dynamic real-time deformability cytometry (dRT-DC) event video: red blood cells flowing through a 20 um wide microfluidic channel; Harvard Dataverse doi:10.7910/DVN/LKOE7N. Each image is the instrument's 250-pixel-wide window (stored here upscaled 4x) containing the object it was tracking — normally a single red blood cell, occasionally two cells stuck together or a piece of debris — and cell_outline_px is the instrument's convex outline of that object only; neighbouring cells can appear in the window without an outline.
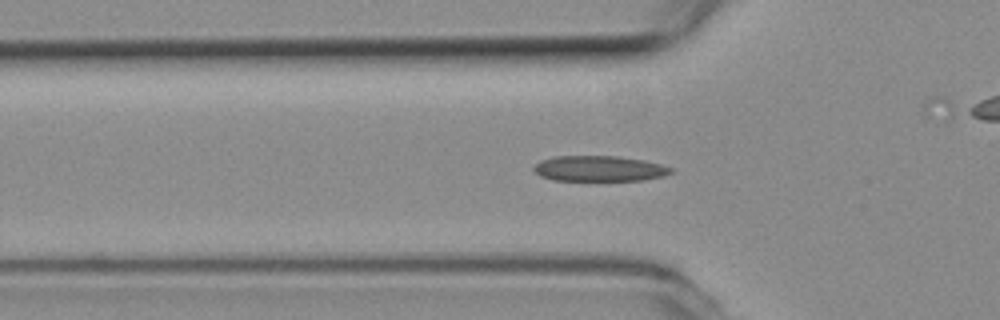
{"species": "common noctule bat (a hibernating species)", "species_latin": "Nyctalus noctula", "temperature_condition": "room temperature", "stored_images_in_passage": 42, "camera_frame_rate_fps": 3000, "um_per_image_px": 0.085, "animal": {"sex": "female", "body_mass_g": 19.3, "forearm_length_mm": 54.1}, "frame": {"image": 1, "passage_image": 5, "time_ms": 1.333, "image_size_px": [1000, 320], "cell_outline_px": [[672, 172], [664, 176], [644, 180], [552, 180], [540, 176], [532, 168], [540, 160], [556, 156], [616, 156], [644, 160], [660, 164], [672, 168]], "centroid_in_image_um": [50.93, 14.33], "position_along_channel_um": 74.9, "area_um2": 20.35}}
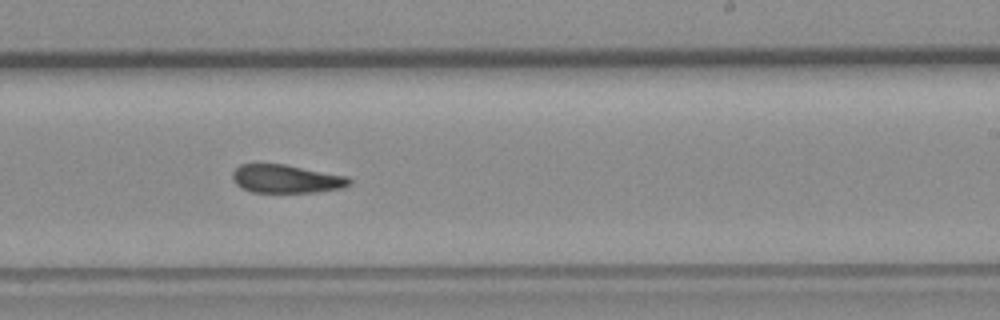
{"frame": {"image": 2, "passage_image": 20, "time_ms": 6.333, "image_size_px": [1000, 320], "cell_outline_px": [[352, 184], [340, 188], [316, 192], [252, 192], [240, 188], [232, 180], [232, 172], [240, 164], [284, 164], [348, 176], [352, 180]], "centroid_in_image_um": [24.32, 15.2], "position_along_channel_um": 264.7, "area_um2": 19.36}}
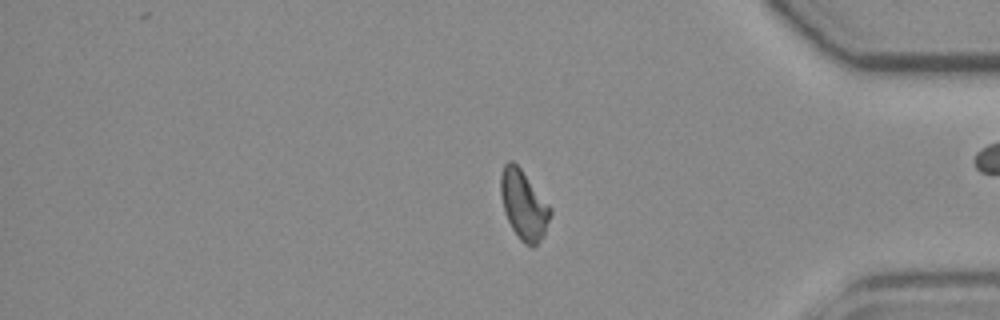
{"frame": {"image": 3, "passage_image": 32, "time_ms": 10.333, "image_size_px": [1000, 320], "cell_outline_px": [[552, 212], [544, 236], [532, 248], [524, 244], [520, 240], [512, 228], [504, 212], [500, 196], [500, 176], [504, 164], [508, 160], [512, 160], [520, 168], [552, 208]], "centroid_in_image_um": [44.51, 17.43], "position_along_channel_um": 390.7, "area_um2": 20.11}, "authors_computed_cell_mechanics": {"area_um2": 19.8832, "velocity_mm_per_s": 3.7877, "shape_relaxation_time_tau1_ms": 7.9385, "shape_relaxation_time_tau2_ms": null, "deformation_change_tau1": 0.168, "deformation_change_tau2": null}}